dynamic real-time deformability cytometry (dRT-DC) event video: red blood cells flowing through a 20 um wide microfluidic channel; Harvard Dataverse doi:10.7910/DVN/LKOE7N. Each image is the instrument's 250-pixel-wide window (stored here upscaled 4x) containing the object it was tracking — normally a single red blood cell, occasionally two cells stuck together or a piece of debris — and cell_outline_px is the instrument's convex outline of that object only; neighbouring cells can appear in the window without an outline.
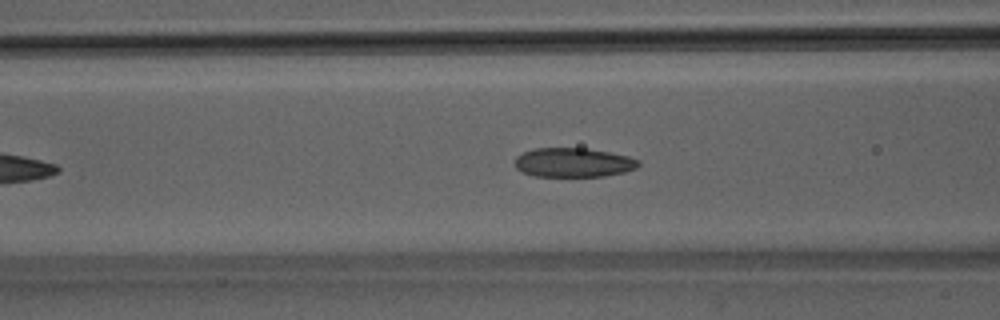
{"species": "Egyptian fruit bat (a non-hibernating species)", "species_latin": "Rousettus aegyptiacus", "temperature_condition": "room temperature", "stored_images_in_passage": 40, "camera_frame_rate_fps": 3000, "um_per_image_px": 0.085, "animal": {"sex": "male"}, "frame": {"image": 1, "passage_image": 12, "time_ms": 3.667, "image_size_px": [1000, 320], "cell_outline_px": [[640, 164], [636, 168], [624, 172], [604, 176], [536, 176], [520, 172], [516, 168], [516, 156], [532, 148], [584, 148], [608, 152], [628, 156], [640, 160]], "centroid_in_image_um": [48.73, 13.81], "position_along_channel_um": 117.9, "area_um2": 21.04}, "authors_computed_cell_mechanics": {"area_um2": 21.6461, "velocity_mm_per_s": 4.0812, "shape_relaxation_time_tau1_ms": 7.3993, "shape_relaxation_time_tau2_ms": 2.0323, "deformation_change_tau1": 0.152, "deformation_change_tau2": 0.0777}}